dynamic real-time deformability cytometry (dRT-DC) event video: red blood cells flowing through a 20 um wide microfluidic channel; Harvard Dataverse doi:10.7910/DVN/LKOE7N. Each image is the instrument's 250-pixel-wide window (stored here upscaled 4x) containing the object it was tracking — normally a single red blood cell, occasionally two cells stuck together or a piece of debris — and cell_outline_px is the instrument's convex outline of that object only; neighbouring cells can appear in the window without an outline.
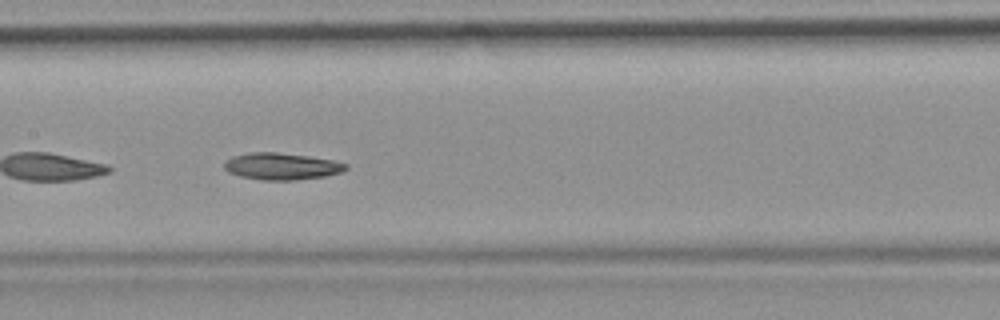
{"species": "common noctule bat (a hibernating species)", "species_latin": "Nyctalus noctula", "temperature_condition": "room temperature", "stored_images_in_passage": 40, "camera_frame_rate_fps": 3000, "um_per_image_px": 0.085, "animal": {"sex": "female", "body_mass_g": 19.9}, "frame": {"image": 1, "passage_image": 23, "time_ms": 7.333, "image_size_px": [1000, 320], "cell_outline_px": [[348, 168], [340, 172], [324, 176], [296, 180], [264, 180], [240, 176], [228, 172], [224, 168], [224, 160], [232, 156], [248, 152], [276, 152], [308, 156], [332, 160], [348, 164]], "centroid_in_image_um": [23.89, 14.13], "position_along_channel_um": 183.5, "area_um2": 19.02}, "authors_computed_cell_mechanics": {"area_um2": 18.9584, "velocity_mm_per_s": 3.7646, "shape_relaxation_time_tau1_ms": 5.0157, "shape_relaxation_time_tau2_ms": null, "deformation_change_tau1": 0.1286, "deformation_change_tau2": null}}